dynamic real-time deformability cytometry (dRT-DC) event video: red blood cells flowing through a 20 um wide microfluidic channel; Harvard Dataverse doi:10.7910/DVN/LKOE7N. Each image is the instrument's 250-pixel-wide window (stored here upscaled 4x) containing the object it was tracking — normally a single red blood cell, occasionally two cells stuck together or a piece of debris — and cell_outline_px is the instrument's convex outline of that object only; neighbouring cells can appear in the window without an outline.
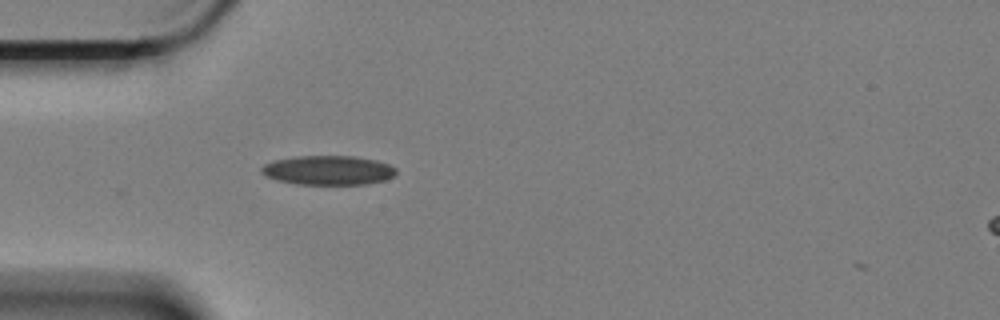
{"species": "Egyptian fruit bat (a non-hibernating species)", "species_latin": "Rousettus aegyptiacus", "temperature_condition": "cold", "stored_images_in_passage": 34, "camera_frame_rate_fps": 3000, "um_per_image_px": 0.085, "animal": {"sex": "female"}, "frame": {"image": 1, "passage_image": 3, "time_ms": 0.667, "image_size_px": [1000, 320], "cell_outline_px": [[396, 172], [392, 176], [384, 180], [364, 184], [296, 184], [276, 180], [264, 176], [260, 172], [260, 168], [264, 164], [272, 160], [296, 156], [352, 156], [376, 160], [388, 164], [396, 168]], "centroid_in_image_um": [27.83, 14.46], "position_along_channel_um": 57.2, "area_um2": 23.06}}
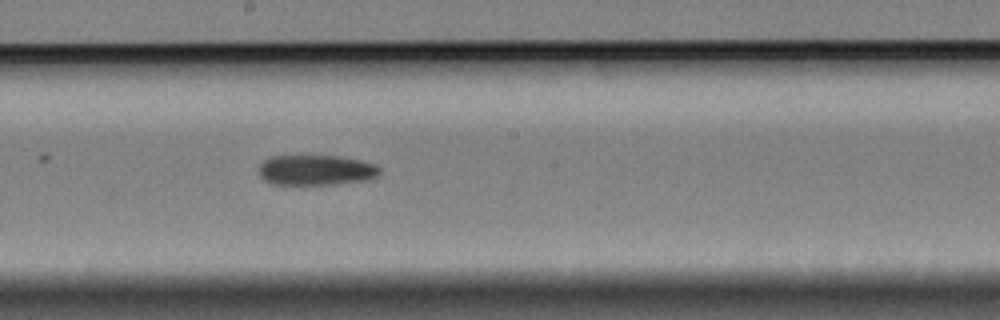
{"frame": {"image": 2, "passage_image": 18, "time_ms": 5.667, "image_size_px": [1000, 320], "cell_outline_px": [[380, 172], [372, 180], [336, 184], [272, 184], [264, 180], [260, 176], [260, 164], [264, 160], [272, 156], [340, 156], [360, 160], [376, 164], [380, 168]], "centroid_in_image_um": [26.9, 14.46], "position_along_channel_um": 221.3, "area_um2": 21.44}}
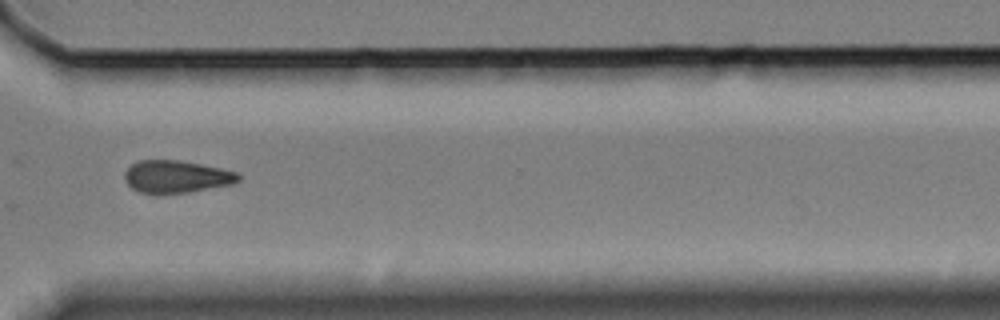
{"frame": {"image": 3, "passage_image": 30, "time_ms": 9.667, "image_size_px": [1000, 320], "cell_outline_px": [[240, 180], [232, 184], [188, 192], [160, 196], [136, 192], [124, 180], [124, 172], [132, 164], [140, 160], [176, 160], [200, 164], [220, 168], [236, 172], [240, 176]], "centroid_in_image_um": [14.93, 15.05], "position_along_channel_um": 355.7, "area_um2": 21.85}}